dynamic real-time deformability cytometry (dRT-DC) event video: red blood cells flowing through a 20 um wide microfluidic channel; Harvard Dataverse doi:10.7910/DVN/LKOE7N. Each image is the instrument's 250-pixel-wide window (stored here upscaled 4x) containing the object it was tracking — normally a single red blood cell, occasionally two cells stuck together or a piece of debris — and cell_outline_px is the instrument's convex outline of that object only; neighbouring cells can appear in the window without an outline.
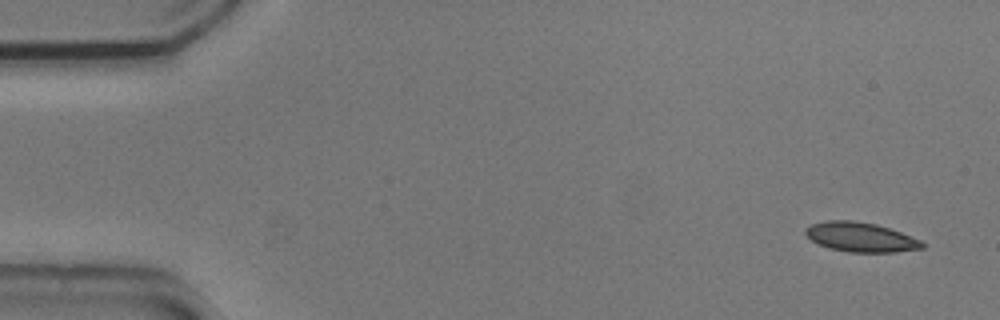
{"species": "common noctule bat (a hibernating species)", "species_latin": "Nyctalus noctula", "temperature_condition": "cold", "stored_images_in_passage": 4, "camera_frame_rate_fps": 3000, "um_per_image_px": 0.085, "animal": {"sex": "male", "body_mass_g": 20.5, "forearm_length_mm": 52.5}, "frame": {"image": 1, "passage_image": 1, "time_ms": 0.0, "image_size_px": [1000, 320], "cell_outline_px": [[924, 248], [896, 252], [848, 252], [828, 248], [812, 240], [804, 232], [804, 228], [812, 224], [828, 220], [852, 220], [876, 224], [900, 232], [920, 240], [924, 244]], "centroid_in_image_um": [73.14, 20.15], "position_along_channel_um": 11.9, "area_um2": 19.94}}
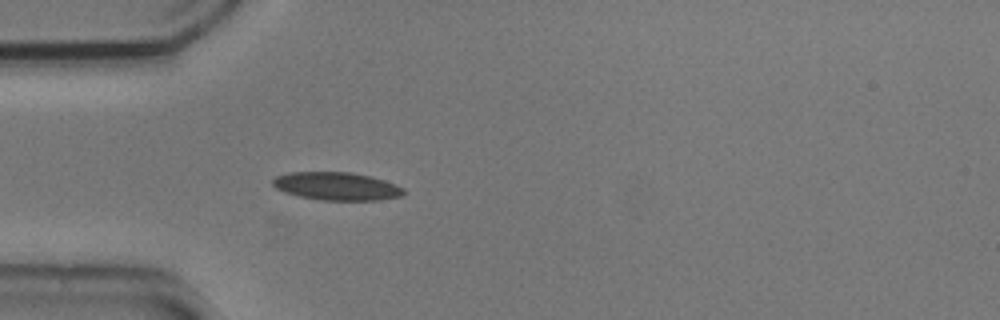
{"frame": {"image": 2, "passage_image": 4, "time_ms": 1.0, "image_size_px": [1000, 320], "cell_outline_px": [[404, 196], [380, 200], [320, 200], [300, 196], [284, 192], [276, 188], [272, 184], [272, 180], [276, 176], [288, 172], [352, 172], [372, 176], [396, 184], [404, 188]], "centroid_in_image_um": [28.64, 15.82], "position_along_channel_um": 56.4, "area_um2": 21.56}}